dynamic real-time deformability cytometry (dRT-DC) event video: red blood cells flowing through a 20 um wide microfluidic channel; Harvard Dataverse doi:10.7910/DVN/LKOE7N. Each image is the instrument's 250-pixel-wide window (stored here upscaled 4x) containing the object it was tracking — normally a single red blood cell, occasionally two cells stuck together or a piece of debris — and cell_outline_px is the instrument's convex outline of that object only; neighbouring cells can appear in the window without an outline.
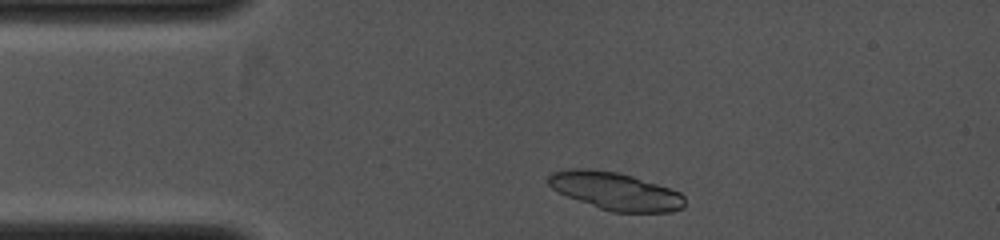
{"species": "common noctule bat (a hibernating species)", "species_latin": "Nyctalus noctula", "temperature_condition": "cold", "stored_images_in_passage": 7, "camera_frame_rate_fps": 4000, "um_per_image_px": 0.085, "animal": {"sex": "female", "body_mass_g": 19.0, "forearm_length_mm": 53.3}, "frame": {"image": 1, "passage_image": 2, "time_ms": 0.25, "image_size_px": [1000, 240], "cell_outline_px": [[684, 208], [668, 212], [612, 212], [600, 208], [568, 196], [552, 188], [548, 184], [548, 176], [552, 172], [568, 168], [588, 168], [616, 172], [632, 176], [680, 192], [684, 196]], "centroid_in_image_um": [52.3, 16.24], "position_along_channel_um": 32.7, "area_um2": 29.65}}